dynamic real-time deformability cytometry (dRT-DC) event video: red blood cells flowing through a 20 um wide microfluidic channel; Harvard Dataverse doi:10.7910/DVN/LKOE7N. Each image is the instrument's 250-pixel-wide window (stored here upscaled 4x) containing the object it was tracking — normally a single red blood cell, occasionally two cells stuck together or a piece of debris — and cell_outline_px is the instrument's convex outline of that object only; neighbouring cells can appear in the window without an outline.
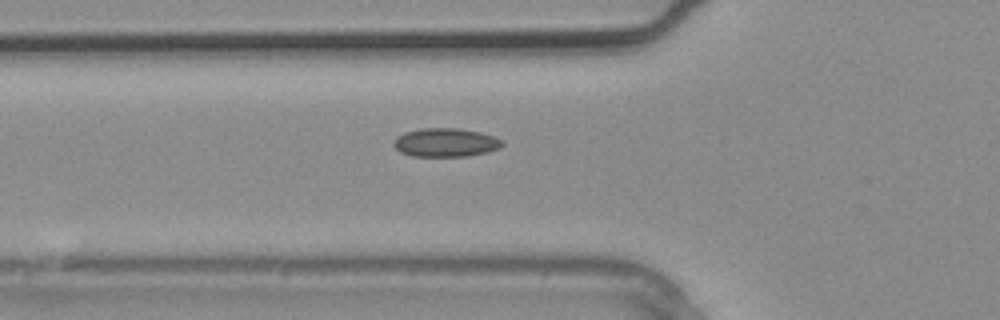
{"species": "common noctule bat (a hibernating species)", "species_latin": "Nyctalus noctula", "temperature_condition": "warm", "stored_images_in_passage": 3, "camera_frame_rate_fps": 3000, "um_per_image_px": 0.085, "animal": {"sex": "male", "body_mass_g": 20.4}, "frame": {"image": 1, "passage_image": 3, "time_ms": 0.667, "image_size_px": [1000, 320], "cell_outline_px": [[504, 144], [500, 148], [488, 152], [468, 156], [412, 156], [400, 152], [392, 144], [396, 136], [404, 132], [420, 128], [456, 128], [480, 132], [504, 140]], "centroid_in_image_um": [37.87, 12.11], "position_along_channel_um": 87.9, "area_um2": 18.26}}